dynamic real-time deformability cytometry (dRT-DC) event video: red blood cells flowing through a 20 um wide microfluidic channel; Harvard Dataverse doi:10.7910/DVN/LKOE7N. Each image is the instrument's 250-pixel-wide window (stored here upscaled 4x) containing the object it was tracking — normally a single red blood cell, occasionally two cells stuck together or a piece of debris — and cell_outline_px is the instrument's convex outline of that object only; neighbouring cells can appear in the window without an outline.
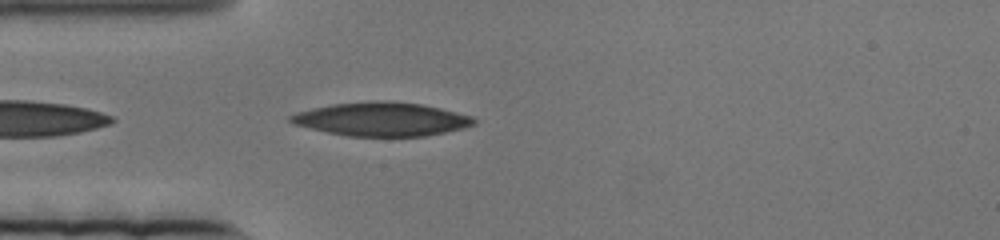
{"species": "human", "species_latin": "Homo sapiens", "temperature_condition": "cold", "stored_images_in_passage": 40, "camera_frame_rate_fps": 3000, "um_per_image_px": 0.085, "donor": {"sex": "female"}, "frame": {"image": 1, "passage_image": 3, "time_ms": 0.667, "image_size_px": [1000, 240], "cell_outline_px": [[476, 124], [464, 128], [428, 136], [348, 136], [328, 132], [292, 124], [288, 120], [288, 116], [296, 112], [312, 108], [332, 104], [368, 100], [388, 100], [420, 104], [440, 108], [472, 116], [476, 120]], "centroid_in_image_um": [32.42, 10.12], "position_along_channel_um": 52.6, "area_um2": 36.24}}
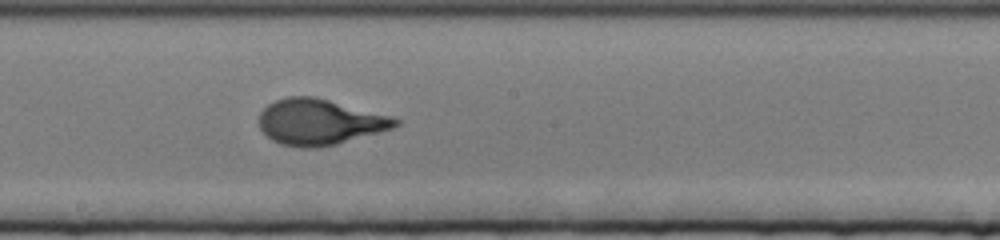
{"frame": {"image": 2, "passage_image": 25, "time_ms": 8.0, "image_size_px": [1000, 240], "cell_outline_px": [[400, 124], [392, 128], [336, 144], [316, 148], [300, 148], [280, 144], [272, 140], [260, 128], [260, 112], [268, 104], [284, 96], [316, 96], [392, 116], [400, 120]], "centroid_in_image_um": [27.16, 10.35], "position_along_channel_um": 221.0, "area_um2": 36.41}}
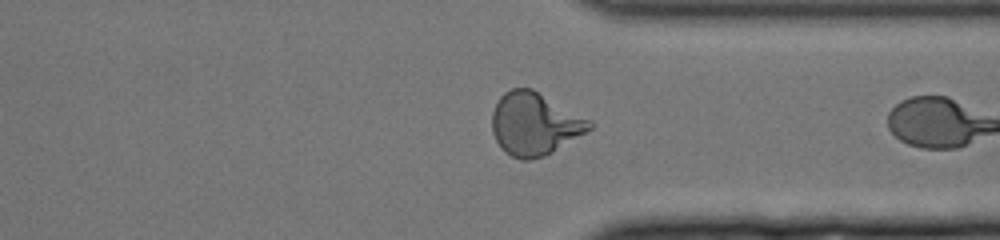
{"frame": {"image": 3, "passage_image": 39, "time_ms": 12.667, "image_size_px": [1000, 240], "cell_outline_px": [[592, 128], [552, 152], [544, 156], [528, 160], [520, 160], [512, 156], [496, 140], [492, 132], [492, 112], [500, 96], [504, 92], [512, 88], [532, 88], [592, 120]], "centroid_in_image_um": [45.44, 10.51], "position_along_channel_um": 366.0, "area_um2": 35.32}}